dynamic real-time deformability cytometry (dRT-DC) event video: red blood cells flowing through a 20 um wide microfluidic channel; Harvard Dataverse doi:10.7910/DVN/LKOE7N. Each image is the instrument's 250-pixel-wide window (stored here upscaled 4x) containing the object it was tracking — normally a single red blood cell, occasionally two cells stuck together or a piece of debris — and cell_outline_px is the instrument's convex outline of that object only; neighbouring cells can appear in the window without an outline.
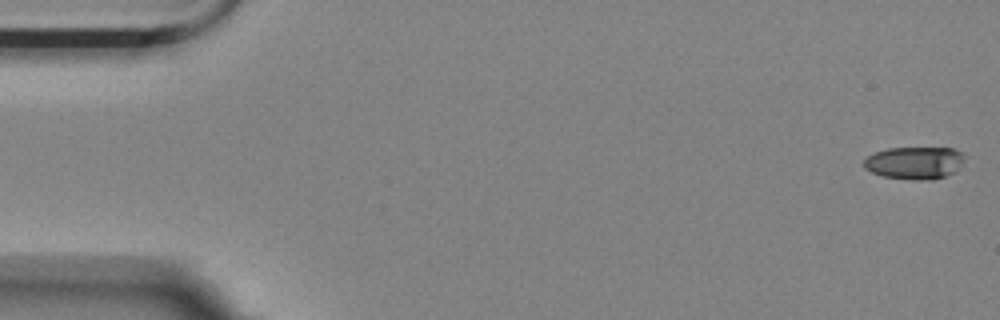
{"species": "Egyptian fruit bat (a non-hibernating species)", "species_latin": "Rousettus aegyptiacus", "temperature_condition": "room temperature", "stored_images_in_passage": 56, "camera_frame_rate_fps": 3000, "um_per_image_px": 0.085, "animal": {"sex": "female"}, "frame": {"image": 1, "passage_image": 1, "time_ms": 0.0, "image_size_px": [1000, 320], "cell_outline_px": [[964, 164], [956, 172], [932, 180], [912, 180], [884, 176], [872, 172], [864, 168], [864, 160], [868, 156], [876, 152], [888, 148], [952, 148], [960, 152], [964, 156]], "centroid_in_image_um": [77.78, 13.85], "position_along_channel_um": 7.2, "area_um2": 19.13}}
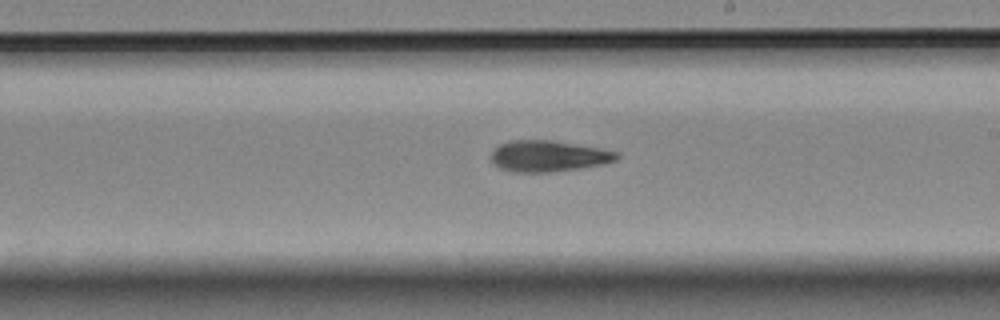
{"frame": {"image": 2, "passage_image": 32, "time_ms": 10.333, "image_size_px": [1000, 320], "cell_outline_px": [[620, 156], [616, 160], [600, 164], [552, 172], [512, 172], [500, 168], [492, 160], [492, 152], [500, 144], [508, 140], [552, 140], [600, 148], [620, 152]], "centroid_in_image_um": [46.62, 13.26], "position_along_channel_um": 242.4, "area_um2": 22.6}}
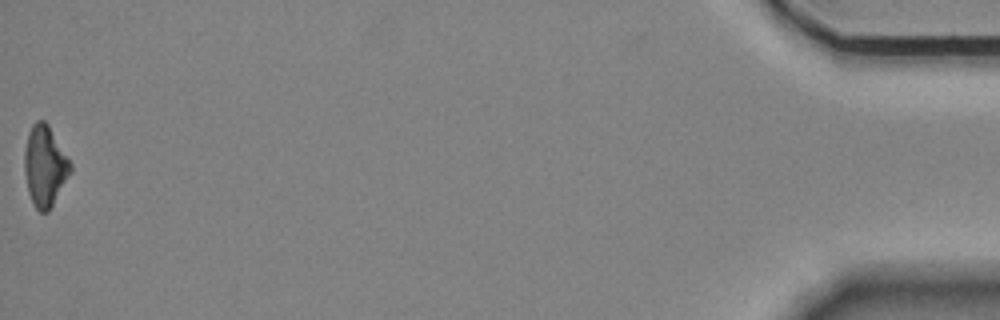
{"frame": {"image": 3, "passage_image": 56, "time_ms": 18.333, "image_size_px": [1000, 320], "cell_outline_px": [[72, 172], [48, 212], [40, 212], [32, 204], [28, 192], [24, 172], [24, 152], [28, 132], [32, 124], [36, 120], [44, 120], [48, 124], [72, 164]], "centroid_in_image_um": [3.81, 14.11], "position_along_channel_um": 431.4, "area_um2": 21.79}, "authors_computed_cell_mechanics": {"area_um2": 21.8195, "velocity_mm_per_s": 3.5806, "shape_relaxation_time_tau1_ms": null, "shape_relaxation_time_tau2_ms": 10.1423, "deformation_change_tau1": null, "deformation_change_tau2": 0.223}}